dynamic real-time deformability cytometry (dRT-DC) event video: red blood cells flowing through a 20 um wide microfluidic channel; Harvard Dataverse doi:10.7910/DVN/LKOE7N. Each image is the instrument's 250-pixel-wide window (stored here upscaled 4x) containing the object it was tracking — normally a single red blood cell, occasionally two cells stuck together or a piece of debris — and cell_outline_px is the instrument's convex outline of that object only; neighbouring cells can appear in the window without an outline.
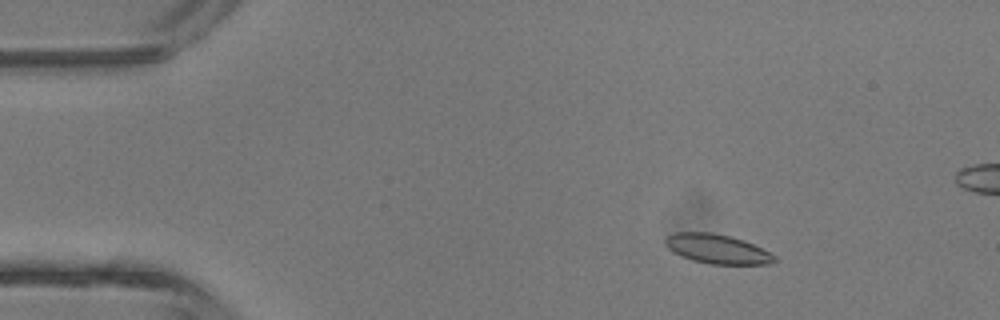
{"species": "common noctule bat (a hibernating species)", "species_latin": "Nyctalus noctula", "temperature_condition": "room temperature", "stored_images_in_passage": 5, "camera_frame_rate_fps": 3000, "um_per_image_px": 0.085, "animal": {"sex": "male", "body_mass_g": 13.3}, "frame": {"image": 1, "passage_image": 2, "time_ms": 1.333, "image_size_px": [1000, 320], "cell_outline_px": [[776, 260], [768, 264], [708, 264], [692, 260], [680, 256], [672, 252], [664, 244], [664, 240], [668, 236], [676, 232], [712, 232], [744, 240], [776, 256]], "centroid_in_image_um": [60.91, 21.16], "position_along_channel_um": 24.1, "area_um2": 18.61}}